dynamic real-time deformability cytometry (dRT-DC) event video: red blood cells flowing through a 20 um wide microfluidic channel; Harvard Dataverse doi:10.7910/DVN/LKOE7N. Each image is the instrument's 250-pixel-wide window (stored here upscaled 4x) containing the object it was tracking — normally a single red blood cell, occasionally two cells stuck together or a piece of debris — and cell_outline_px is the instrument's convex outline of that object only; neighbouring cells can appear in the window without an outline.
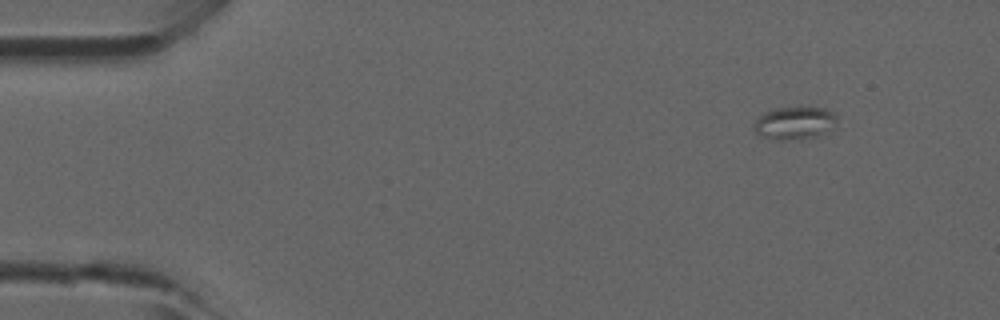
{"species": "common noctule bat (a hibernating species)", "species_latin": "Nyctalus noctula", "temperature_condition": "room temperature", "stored_images_in_passage": 3, "camera_frame_rate_fps": 3000, "um_per_image_px": 0.085, "animal": {"sex": "male", "forearm_length_mm": 52.5}, "frame": {"image": 1, "passage_image": 1, "time_ms": 0.0, "image_size_px": [1000, 320], "cell_outline_px": [[836, 128], [816, 136], [800, 140], [780, 140], [764, 136], [756, 132], [752, 128], [756, 120], [764, 112], [776, 108], [808, 104], [824, 108], [836, 112]], "centroid_in_image_um": [67.62, 10.41], "position_along_channel_um": 17.4, "area_um2": 16.59}}
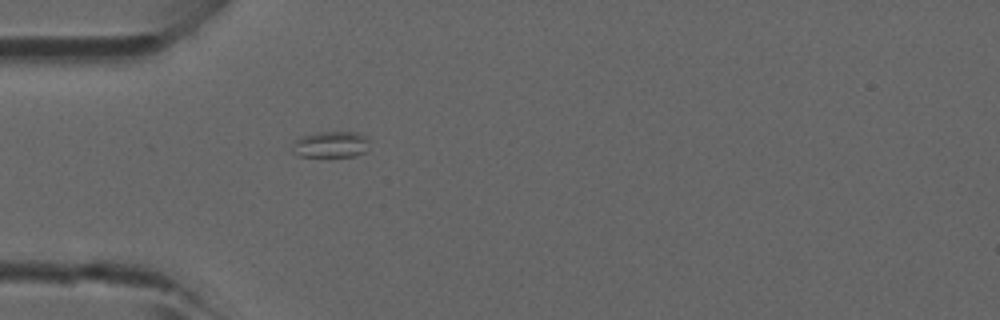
{"frame": {"image": 2, "passage_image": 3, "time_ms": 0.667, "image_size_px": [1000, 320], "cell_outline_px": [[368, 140], [364, 152], [356, 156], [300, 156], [292, 152], [296, 140], [300, 136], [320, 132], [356, 132], [364, 136]], "centroid_in_image_um": [28.1, 12.28], "position_along_channel_um": 56.9, "area_um2": 11.5}}